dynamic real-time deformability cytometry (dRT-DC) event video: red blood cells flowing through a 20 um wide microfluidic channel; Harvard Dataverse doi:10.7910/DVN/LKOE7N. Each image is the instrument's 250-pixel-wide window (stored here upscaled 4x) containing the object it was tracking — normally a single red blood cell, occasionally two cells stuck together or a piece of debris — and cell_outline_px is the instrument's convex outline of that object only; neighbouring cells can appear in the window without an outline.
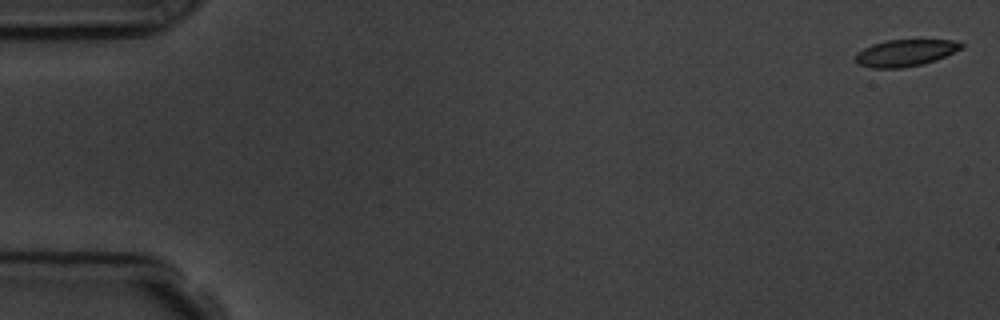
{"species": "common noctule bat (a hibernating species)", "species_latin": "Nyctalus noctula", "temperature_condition": "room temperature", "stored_images_in_passage": 4, "camera_frame_rate_fps": 3000, "um_per_image_px": 0.085, "animal": {"sex": "male", "body_mass_g": 19.5, "forearm_length_mm": 54.6}, "frame": {"image": 1, "passage_image": 1, "time_ms": 0.0, "image_size_px": [1000, 320], "cell_outline_px": [[964, 48], [936, 60], [924, 64], [904, 68], [872, 68], [856, 64], [856, 52], [872, 44], [884, 40], [956, 40], [964, 44]], "centroid_in_image_um": [76.96, 4.5], "position_along_channel_um": 8.0, "area_um2": 16.76}}
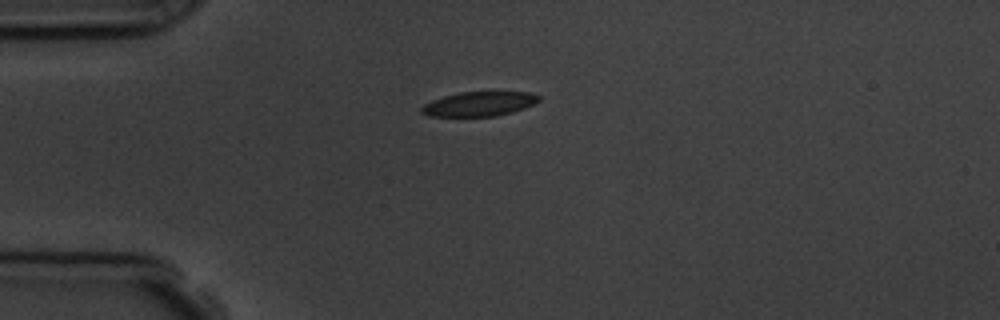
{"frame": {"image": 2, "passage_image": 4, "time_ms": 4.333, "image_size_px": [1000, 320], "cell_outline_px": [[540, 100], [524, 108], [512, 112], [496, 116], [428, 116], [420, 112], [420, 108], [424, 104], [432, 100], [444, 96], [460, 92], [532, 92], [540, 96]], "centroid_in_image_um": [40.72, 8.83], "position_along_channel_um": 44.3, "area_um2": 16.7}}